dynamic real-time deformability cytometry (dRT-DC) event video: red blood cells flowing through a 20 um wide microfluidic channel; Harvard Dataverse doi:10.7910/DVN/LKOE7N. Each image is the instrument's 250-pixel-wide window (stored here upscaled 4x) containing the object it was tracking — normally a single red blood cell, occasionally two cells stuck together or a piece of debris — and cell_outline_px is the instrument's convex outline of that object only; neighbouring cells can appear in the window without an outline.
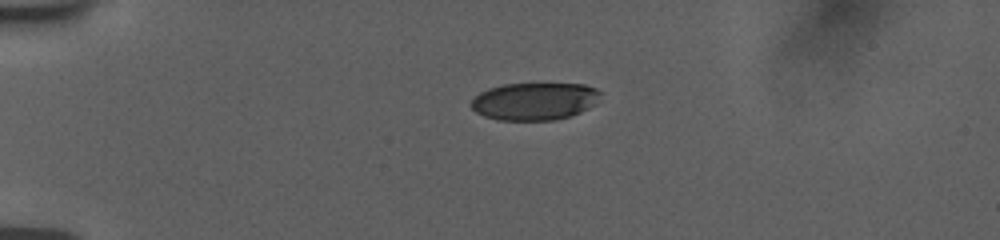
{"species": "human", "species_latin": "Homo sapiens", "temperature_condition": "room temperature", "stored_images_in_passage": 16, "camera_frame_rate_fps": 3000, "um_per_image_px": 0.085, "donor": {"sex": "female"}, "frame": {"image": 1, "passage_image": 1, "time_ms": 0.0, "image_size_px": [1000, 240], "cell_outline_px": [[604, 92], [588, 108], [580, 112], [556, 120], [496, 120], [484, 116], [476, 112], [468, 104], [480, 92], [488, 88], [504, 84], [584, 84], [596, 88]], "centroid_in_image_um": [45.41, 8.6], "position_along_channel_um": 39.6, "area_um2": 28.26}}
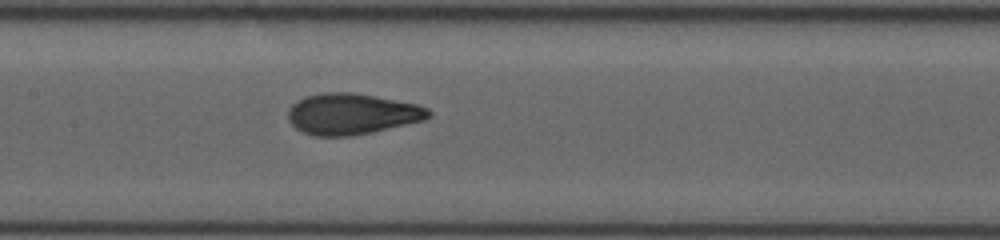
{"frame": {"image": 2, "passage_image": 10, "time_ms": 5.0, "image_size_px": [1000, 240], "cell_outline_px": [[432, 116], [424, 120], [372, 132], [352, 136], [312, 136], [296, 128], [288, 120], [288, 108], [296, 100], [304, 96], [324, 92], [352, 92], [416, 104], [428, 108], [432, 112]], "centroid_in_image_um": [29.88, 9.68], "position_along_channel_um": 177.5, "area_um2": 33.7}}
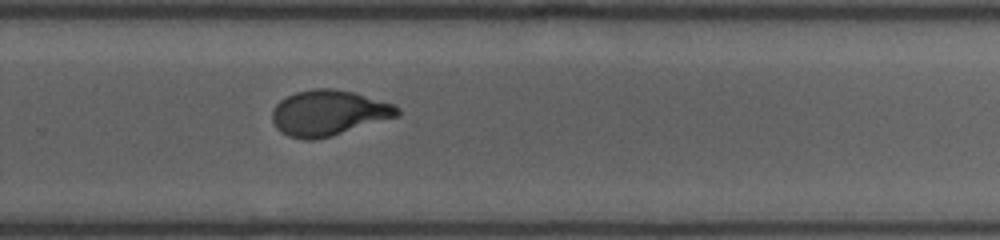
{"frame": {"image": 3, "passage_image": 16, "time_ms": 8.333, "image_size_px": [1000, 240], "cell_outline_px": [[400, 116], [332, 136], [312, 140], [304, 140], [288, 136], [280, 132], [276, 128], [272, 120], [272, 112], [276, 104], [280, 100], [296, 92], [316, 88], [332, 88], [352, 92], [396, 104], [400, 108]], "centroid_in_image_um": [27.95, 9.61], "position_along_channel_um": 301.9, "area_um2": 33.41}}